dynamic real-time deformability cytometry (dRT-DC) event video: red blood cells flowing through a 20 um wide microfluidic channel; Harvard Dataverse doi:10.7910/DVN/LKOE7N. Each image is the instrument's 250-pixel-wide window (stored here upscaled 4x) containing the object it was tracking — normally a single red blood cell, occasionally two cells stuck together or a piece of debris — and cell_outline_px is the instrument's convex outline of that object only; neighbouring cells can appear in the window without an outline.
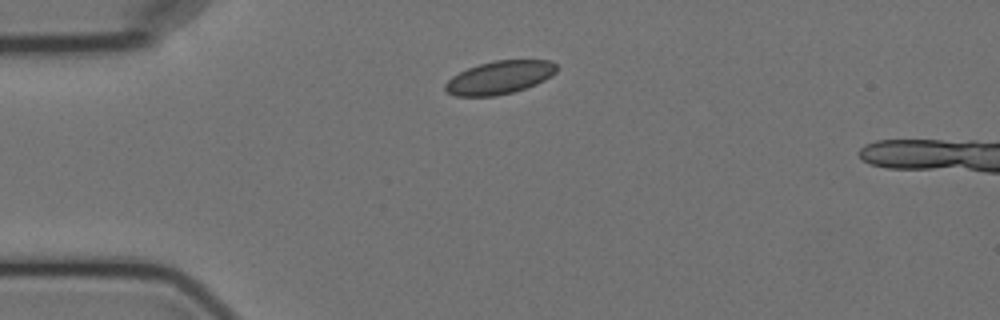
{"species": "Egyptian fruit bat (a non-hibernating species)", "species_latin": "Rousettus aegyptiacus", "temperature_condition": "cold", "stored_images_in_passage": 2, "camera_frame_rate_fps": 3000, "um_per_image_px": 0.085, "animal": {"sex": "female"}, "frame": {"image": 1, "passage_image": 1, "time_ms": 0.0, "image_size_px": [1000, 320], "cell_outline_px": [[560, 68], [556, 72], [544, 80], [536, 84], [512, 92], [496, 96], [456, 96], [448, 92], [444, 88], [444, 84], [452, 76], [468, 68], [480, 64], [496, 60], [552, 60]], "centroid_in_image_um": [42.48, 6.58], "position_along_channel_um": 42.5, "area_um2": 21.44}}